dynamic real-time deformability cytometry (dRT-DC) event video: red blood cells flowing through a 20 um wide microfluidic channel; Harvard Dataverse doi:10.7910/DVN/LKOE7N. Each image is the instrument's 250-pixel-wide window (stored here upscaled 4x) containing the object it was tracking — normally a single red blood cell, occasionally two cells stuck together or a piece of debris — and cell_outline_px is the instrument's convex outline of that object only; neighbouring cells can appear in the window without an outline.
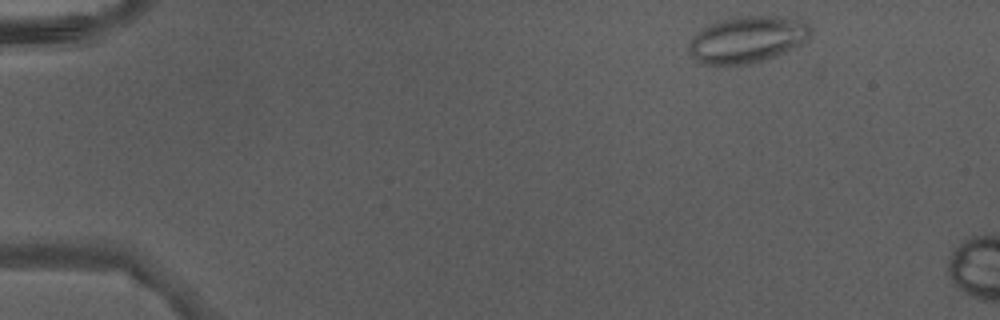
{"species": "Egyptian fruit bat (a non-hibernating species)", "species_latin": "Rousettus aegyptiacus", "temperature_condition": "warm", "stored_images_in_passage": 5, "camera_frame_rate_fps": 3000, "um_per_image_px": 0.085, "animal": {"sex": "male"}, "frame": {"image": 1, "passage_image": 1, "time_ms": 0.0, "image_size_px": [1000, 320], "cell_outline_px": [[812, 32], [800, 44], [776, 56], [752, 64], [704, 64], [692, 56], [688, 52], [688, 44], [692, 36], [704, 28], [720, 20], [736, 16], [772, 16], [804, 20], [812, 28]], "centroid_in_image_um": [63.52, 3.35], "position_along_channel_um": 21.5, "area_um2": 32.83}}